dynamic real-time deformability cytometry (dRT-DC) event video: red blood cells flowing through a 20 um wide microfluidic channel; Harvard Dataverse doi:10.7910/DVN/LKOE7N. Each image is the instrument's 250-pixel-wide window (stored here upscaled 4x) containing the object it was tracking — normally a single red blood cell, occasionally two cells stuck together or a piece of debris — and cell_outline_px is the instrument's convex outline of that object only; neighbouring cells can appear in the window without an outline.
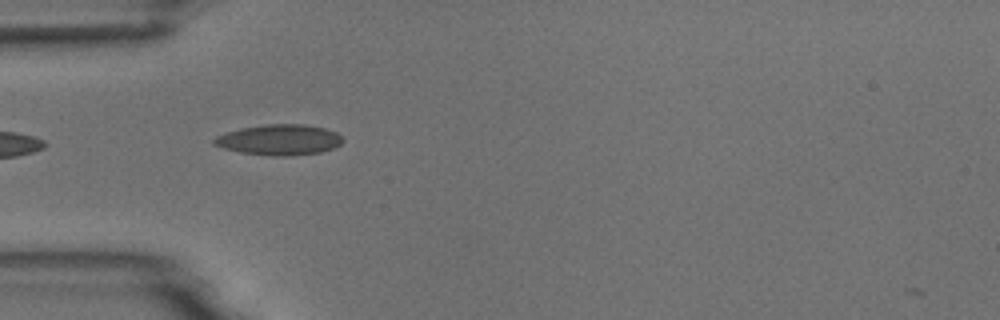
{"species": "common noctule bat (a hibernating species)", "species_latin": "Nyctalus noctula", "temperature_condition": "room temperature", "stored_images_in_passage": 7, "camera_frame_rate_fps": 3000, "um_per_image_px": 0.085, "animal": {"sex": "male", "body_mass_g": 18.8}, "frame": {"image": 1, "passage_image": 2, "time_ms": 0.333, "image_size_px": [1000, 320], "cell_outline_px": [[344, 140], [340, 144], [332, 148], [320, 152], [288, 156], [276, 156], [240, 152], [224, 148], [212, 144], [212, 140], [216, 136], [240, 128], [268, 124], [304, 124], [324, 128], [336, 132]], "centroid_in_image_um": [23.73, 11.88], "position_along_channel_um": 61.3, "area_um2": 22.77}}